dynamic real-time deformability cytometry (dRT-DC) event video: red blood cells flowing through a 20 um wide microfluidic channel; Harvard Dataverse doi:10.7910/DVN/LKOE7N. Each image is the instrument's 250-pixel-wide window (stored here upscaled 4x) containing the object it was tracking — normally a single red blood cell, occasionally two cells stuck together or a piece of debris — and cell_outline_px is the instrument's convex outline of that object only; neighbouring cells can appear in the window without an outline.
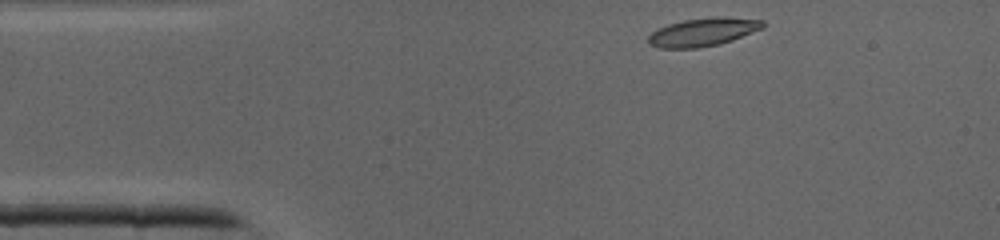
{"species": "common noctule bat (a hibernating species)", "species_latin": "Nyctalus noctula", "temperature_condition": "cold", "stored_images_in_passage": 36, "camera_frame_rate_fps": 3000, "um_per_image_px": 0.085, "animal": {"sex": "male", "body_mass_g": 19.0, "forearm_length_mm": 50.8}, "frame": {"image": 1, "passage_image": 1, "time_ms": 0.0, "image_size_px": [1000, 240], "cell_outline_px": [[764, 28], [732, 40], [720, 44], [696, 48], [660, 48], [648, 44], [648, 36], [656, 28], [668, 24], [684, 20], [716, 16], [724, 16], [764, 20]], "centroid_in_image_um": [59.75, 2.71], "position_along_channel_um": 25.2, "area_um2": 19.02}}
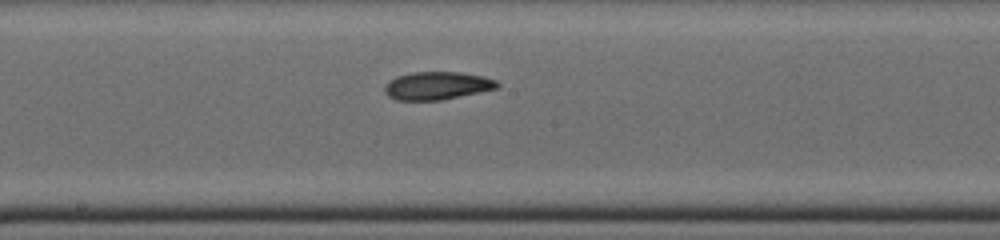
{"frame": {"image": 2, "passage_image": 16, "time_ms": 5.0, "image_size_px": [1000, 240], "cell_outline_px": [[500, 84], [496, 88], [444, 100], [396, 100], [388, 96], [384, 92], [384, 88], [396, 76], [412, 72], [460, 72], [484, 76], [496, 80]], "centroid_in_image_um": [37.16, 7.28], "position_along_channel_um": 211.0, "area_um2": 18.26}}
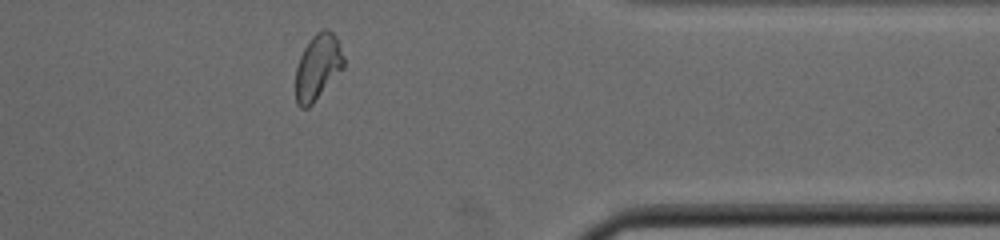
{"frame": {"image": 3, "passage_image": 28, "time_ms": 9.0, "image_size_px": [1000, 240], "cell_outline_px": [[344, 68], [312, 104], [308, 108], [300, 108], [296, 104], [296, 68], [300, 56], [304, 48], [312, 36], [316, 32], [324, 28], [328, 28], [336, 36], [344, 60]], "centroid_in_image_um": [27.0, 5.69], "position_along_channel_um": 384.4, "area_um2": 18.38}}